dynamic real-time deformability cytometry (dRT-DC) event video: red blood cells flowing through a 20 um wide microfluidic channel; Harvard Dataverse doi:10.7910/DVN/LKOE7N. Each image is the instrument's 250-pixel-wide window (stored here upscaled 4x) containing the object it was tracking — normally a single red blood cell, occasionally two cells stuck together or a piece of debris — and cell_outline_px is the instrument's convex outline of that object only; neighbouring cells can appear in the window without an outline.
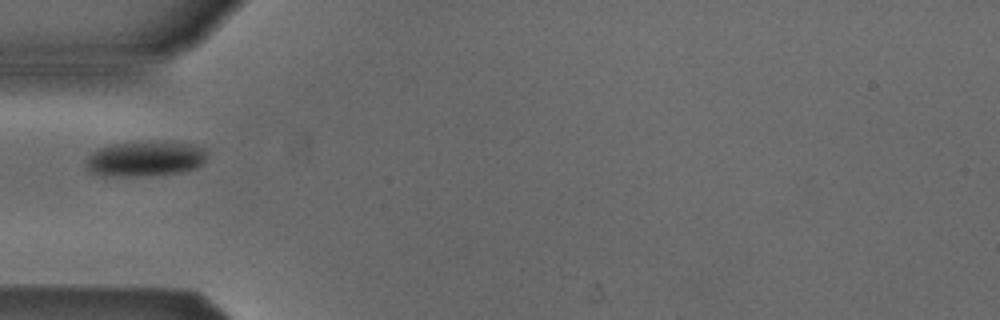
{"species": "Egyptian fruit bat (a non-hibernating species)", "species_latin": "Rousettus aegyptiacus", "temperature_condition": "cold", "stored_images_in_passage": 1, "camera_frame_rate_fps": 3000, "um_per_image_px": 0.085, "animal": {"sex": "male"}, "frame": {"image": 1, "passage_image": 1, "time_ms": 0.0, "image_size_px": [1000, 320], "cell_outline_px": [[204, 160], [196, 168], [184, 172], [144, 176], [100, 176], [88, 172], [84, 164], [84, 160], [92, 152], [100, 148], [112, 144], [148, 140], [172, 140], [196, 144], [204, 148]], "centroid_in_image_um": [12.3, 13.47], "position_along_channel_um": 72.7, "area_um2": 25.78}}